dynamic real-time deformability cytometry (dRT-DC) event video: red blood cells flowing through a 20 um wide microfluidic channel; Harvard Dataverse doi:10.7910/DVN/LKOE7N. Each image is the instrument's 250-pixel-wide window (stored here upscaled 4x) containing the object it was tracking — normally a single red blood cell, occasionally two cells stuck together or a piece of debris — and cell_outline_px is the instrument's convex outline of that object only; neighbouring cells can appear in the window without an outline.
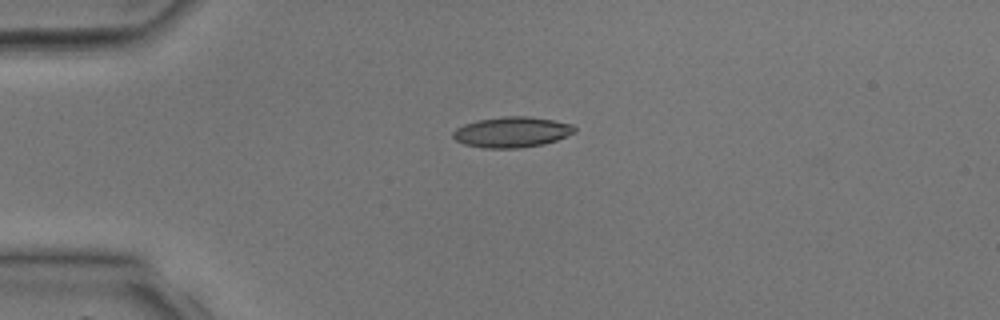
{"species": "common noctule bat (a hibernating species)", "species_latin": "Nyctalus noctula", "temperature_condition": "room temperature", "stored_images_in_passage": 30, "camera_frame_rate_fps": 3000, "um_per_image_px": 0.085, "animal": {"sex": "male", "body_mass_g": 17.9, "forearm_length_mm": 54.2}, "frame": {"image": 1, "passage_image": 1, "time_ms": 0.0, "image_size_px": [1000, 320], "cell_outline_px": [[576, 132], [556, 140], [544, 144], [520, 148], [484, 148], [464, 144], [456, 140], [452, 136], [452, 132], [456, 128], [464, 124], [476, 120], [504, 116], [528, 116], [552, 120], [572, 124], [576, 128]], "centroid_in_image_um": [43.49, 11.23], "position_along_channel_um": 41.5, "area_um2": 21.73}}
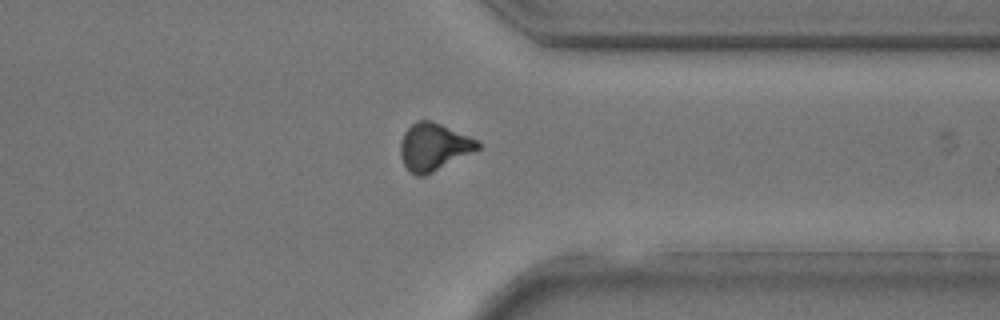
{"frame": {"image": 2, "passage_image": 22, "time_ms": 7.0, "image_size_px": [1000, 320], "cell_outline_px": [[480, 148], [424, 176], [416, 176], [408, 172], [400, 156], [400, 144], [404, 132], [416, 120], [432, 120], [480, 140]], "centroid_in_image_um": [36.85, 12.47], "position_along_channel_um": 374.6, "area_um2": 21.39}}
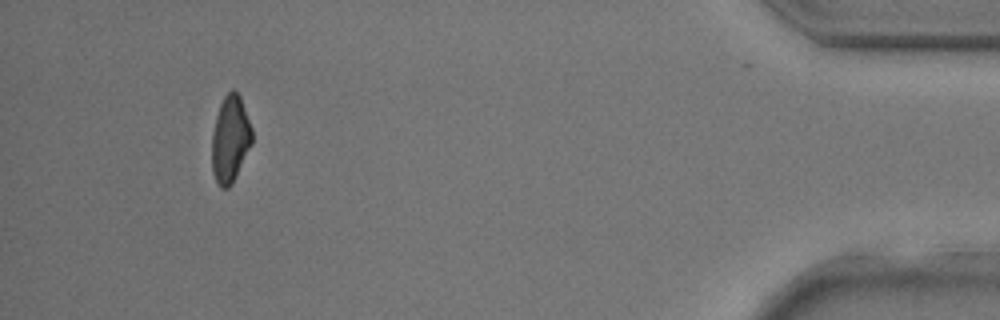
{"frame": {"image": 3, "passage_image": 28, "time_ms": 9.0, "image_size_px": [1000, 320], "cell_outline_px": [[252, 144], [232, 184], [228, 188], [220, 188], [216, 180], [212, 168], [212, 132], [216, 116], [220, 104], [224, 96], [232, 88], [240, 96], [252, 128]], "centroid_in_image_um": [19.57, 11.82], "position_along_channel_um": 415.6, "area_um2": 20.29}}